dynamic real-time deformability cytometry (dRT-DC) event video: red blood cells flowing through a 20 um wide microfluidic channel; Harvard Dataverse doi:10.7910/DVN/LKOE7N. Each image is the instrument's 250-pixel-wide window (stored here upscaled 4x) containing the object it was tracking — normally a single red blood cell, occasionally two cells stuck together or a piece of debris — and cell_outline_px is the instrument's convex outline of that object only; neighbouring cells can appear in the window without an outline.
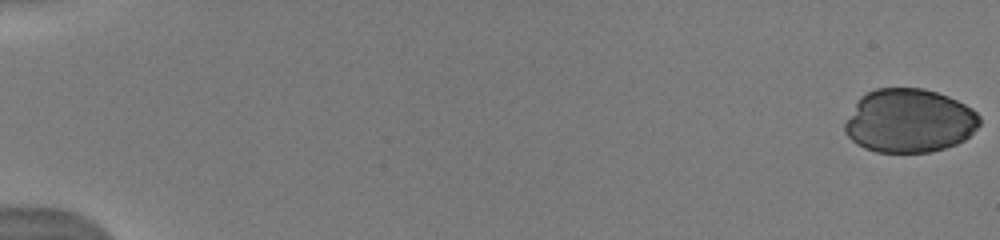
{"species": "human", "species_latin": "Homo sapiens", "temperature_condition": "warm", "stored_images_in_passage": 14, "camera_frame_rate_fps": 3000, "um_per_image_px": 0.085, "donor": {"sex": "male"}, "frame": {"image": 1, "passage_image": 1, "time_ms": 0.0, "image_size_px": [1000, 240], "cell_outline_px": [[980, 124], [964, 140], [956, 144], [932, 152], [876, 152], [864, 148], [856, 144], [844, 132], [844, 124], [860, 96], [876, 88], [924, 88], [948, 96], [972, 108], [980, 116]], "centroid_in_image_um": [77.28, 10.27], "position_along_channel_um": 7.7, "area_um2": 50.05}}
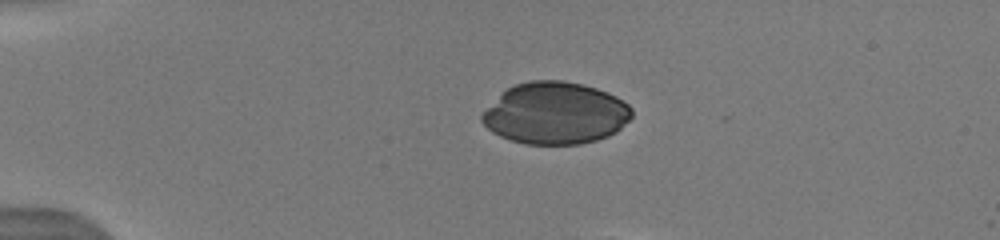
{"frame": {"image": 2, "passage_image": 10, "time_ms": 4.0, "image_size_px": [1000, 240], "cell_outline_px": [[632, 116], [616, 132], [608, 136], [596, 140], [580, 144], [524, 144], [500, 136], [492, 132], [480, 120], [480, 116], [508, 88], [516, 84], [528, 80], [564, 80], [584, 84], [608, 92], [616, 96], [628, 104], [632, 108]], "centroid_in_image_um": [47.23, 9.62], "position_along_channel_um": 37.8, "area_um2": 53.87}}